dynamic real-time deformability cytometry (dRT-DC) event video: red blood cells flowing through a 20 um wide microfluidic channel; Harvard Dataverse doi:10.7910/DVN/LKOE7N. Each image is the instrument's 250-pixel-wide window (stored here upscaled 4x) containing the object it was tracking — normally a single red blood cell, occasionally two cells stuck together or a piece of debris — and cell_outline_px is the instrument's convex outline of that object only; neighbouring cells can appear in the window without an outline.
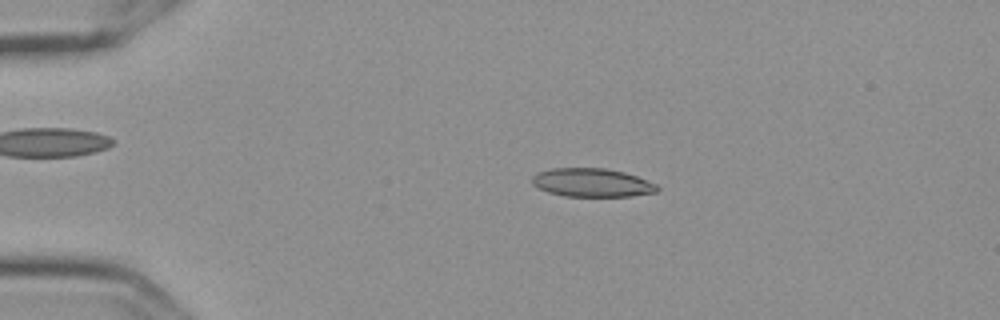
{"species": "Egyptian fruit bat (a non-hibernating species)", "species_latin": "Rousettus aegyptiacus", "temperature_condition": "cold", "stored_images_in_passage": 47, "camera_frame_rate_fps": 3000, "um_per_image_px": 0.085, "frame": {"image": 1, "passage_image": 2, "time_ms": 0.333, "image_size_px": [1000, 320], "cell_outline_px": [[660, 188], [656, 192], [632, 196], [564, 196], [548, 192], [532, 184], [532, 176], [540, 172], [552, 168], [604, 168], [624, 172], [636, 176], [656, 184]], "centroid_in_image_um": [50.33, 15.52], "position_along_channel_um": 34.7, "area_um2": 20.63}}
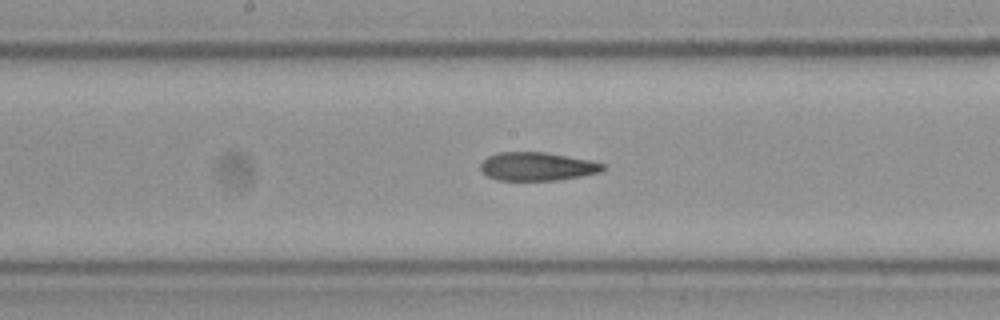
{"frame": {"image": 2, "passage_image": 20, "time_ms": 6.333, "image_size_px": [1000, 320], "cell_outline_px": [[604, 168], [600, 172], [580, 176], [556, 180], [496, 180], [488, 176], [480, 168], [480, 164], [488, 156], [500, 152], [544, 152], [588, 160], [604, 164]], "centroid_in_image_um": [45.63, 14.15], "position_along_channel_um": 202.6, "area_um2": 19.94}}
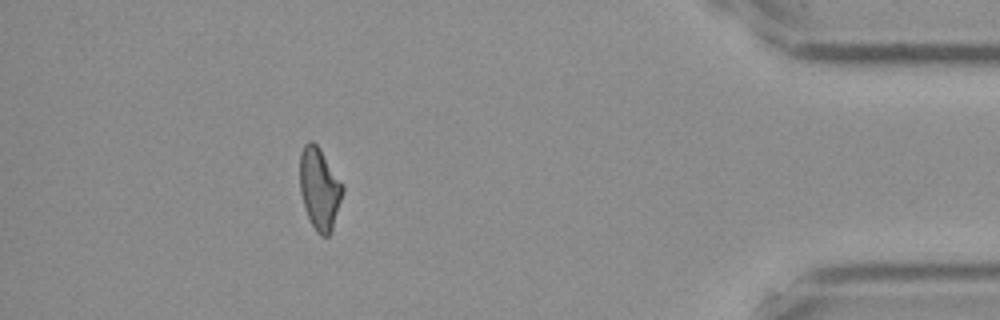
{"frame": {"image": 3, "passage_image": 41, "time_ms": 13.333, "image_size_px": [1000, 320], "cell_outline_px": [[344, 192], [332, 228], [328, 236], [320, 236], [316, 232], [304, 208], [300, 192], [300, 152], [304, 144], [308, 140], [312, 140], [320, 148], [344, 184]], "centroid_in_image_um": [27.16, 16.0], "position_along_channel_um": 408.0, "area_um2": 20.63}, "authors_computed_cell_mechanics": {"area_um2": 21.097, "velocity_mm_per_s": 3.6057, "shape_relaxation_time_tau1_ms": null, "shape_relaxation_time_tau2_ms": 4.3184, "deformation_change_tau1": null, "deformation_change_tau2": 0.1229}}